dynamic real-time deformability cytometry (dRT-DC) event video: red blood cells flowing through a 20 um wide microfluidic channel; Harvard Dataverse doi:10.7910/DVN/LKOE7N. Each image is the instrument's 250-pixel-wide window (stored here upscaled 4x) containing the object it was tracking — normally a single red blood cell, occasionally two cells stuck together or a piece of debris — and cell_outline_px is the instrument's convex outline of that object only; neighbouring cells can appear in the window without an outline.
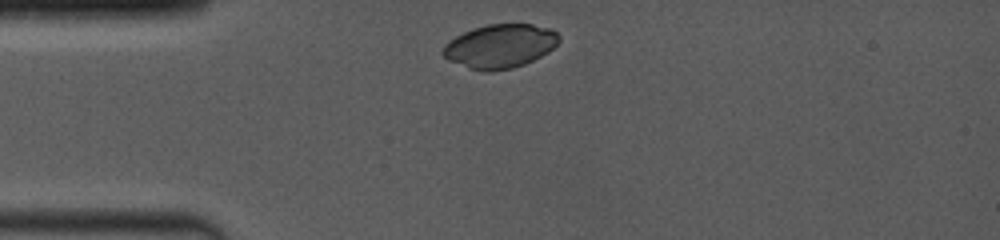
{"species": "common noctule bat (a hibernating species)", "species_latin": "Nyctalus noctula", "temperature_condition": "room temperature", "stored_images_in_passage": 6, "camera_frame_rate_fps": 4000, "um_per_image_px": 0.085, "animal": {"sex": "female", "body_mass_g": 19.0, "forearm_length_mm": 53.3}, "frame": {"image": 1, "passage_image": 1, "time_ms": 0.0, "image_size_px": [1000, 240], "cell_outline_px": [[560, 40], [548, 52], [524, 64], [512, 68], [492, 72], [484, 72], [468, 68], [448, 60], [440, 52], [444, 44], [448, 40], [472, 28], [488, 24], [532, 24], [552, 28], [560, 36]], "centroid_in_image_um": [42.47, 3.92], "position_along_channel_um": 42.5, "area_um2": 29.88}}